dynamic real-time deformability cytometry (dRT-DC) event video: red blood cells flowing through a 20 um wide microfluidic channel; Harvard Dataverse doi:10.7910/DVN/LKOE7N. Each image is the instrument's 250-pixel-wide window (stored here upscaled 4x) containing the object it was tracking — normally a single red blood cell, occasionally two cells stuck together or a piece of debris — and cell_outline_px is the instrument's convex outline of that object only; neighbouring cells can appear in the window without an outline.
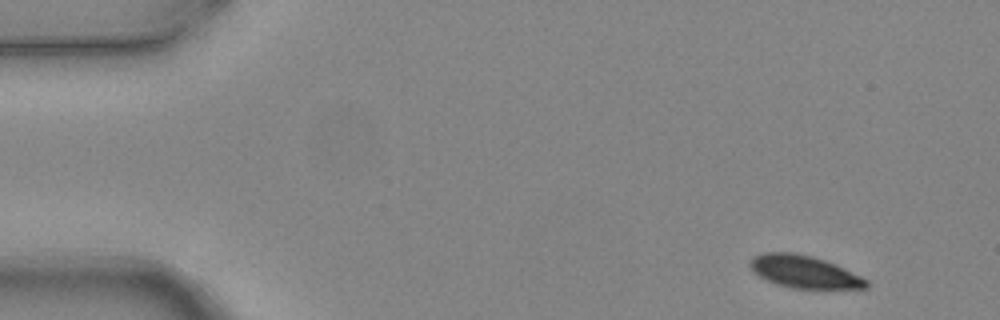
{"species": "common noctule bat (a hibernating species)", "species_latin": "Nyctalus noctula", "temperature_condition": "warm", "stored_images_in_passage": 4, "camera_frame_rate_fps": 3000, "um_per_image_px": 0.085, "animal": {"sex": "female", "body_mass_g": 24.6, "forearm_length_mm": 56.2}, "frame": {"image": 1, "passage_image": 1, "time_ms": 0.0, "image_size_px": [1000, 320], "cell_outline_px": [[868, 288], [792, 288], [776, 284], [752, 272], [748, 264], [752, 256], [764, 252], [792, 252], [812, 256], [836, 264], [868, 280]], "centroid_in_image_um": [68.31, 23.08], "position_along_channel_um": 16.7, "area_um2": 21.96}}
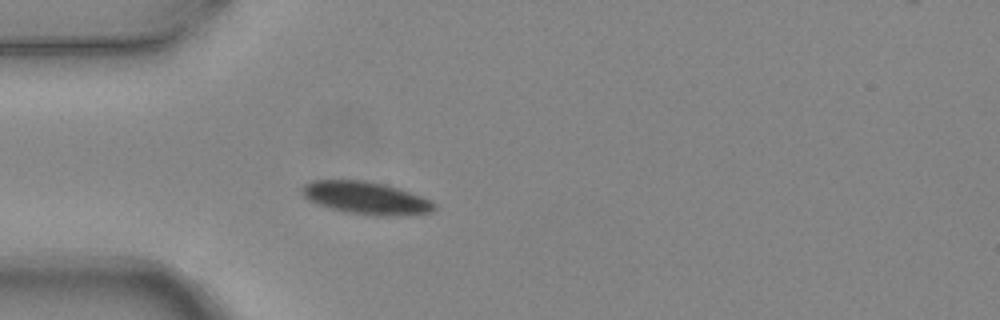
{"frame": {"image": 2, "passage_image": 4, "time_ms": 1.0, "image_size_px": [1000, 320], "cell_outline_px": [[436, 208], [432, 212], [388, 216], [380, 216], [344, 212], [328, 208], [316, 204], [308, 200], [300, 192], [300, 188], [304, 184], [312, 180], [364, 180], [384, 184], [400, 188], [432, 200], [436, 204]], "centroid_in_image_um": [31.08, 16.82], "position_along_channel_um": 53.9, "area_um2": 25.37}}